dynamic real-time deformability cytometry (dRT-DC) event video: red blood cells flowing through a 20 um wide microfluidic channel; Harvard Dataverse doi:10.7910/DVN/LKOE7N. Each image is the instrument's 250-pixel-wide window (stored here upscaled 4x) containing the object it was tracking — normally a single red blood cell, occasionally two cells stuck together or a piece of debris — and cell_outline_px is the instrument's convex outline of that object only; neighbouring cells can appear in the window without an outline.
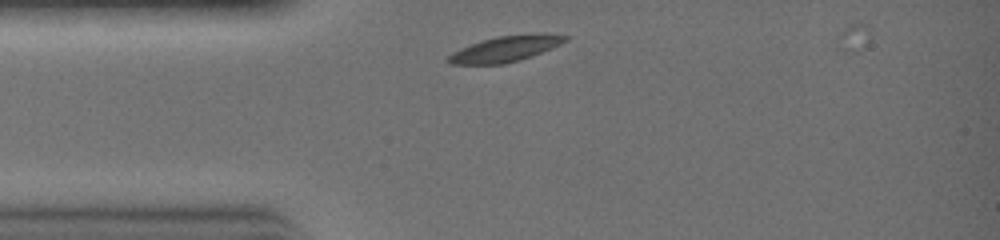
{"species": "common noctule bat (a hibernating species)", "species_latin": "Nyctalus noctula", "temperature_condition": "warm", "stored_images_in_passage": 7, "camera_frame_rate_fps": 3000, "um_per_image_px": 0.085, "animal": {"sex": "female", "body_mass_g": 19.0, "forearm_length_mm": 51.5}, "frame": {"image": 1, "passage_image": 1, "time_ms": 0.0, "image_size_px": [1000, 240], "cell_outline_px": [[568, 40], [560, 44], [532, 56], [520, 60], [504, 64], [448, 64], [444, 60], [452, 52], [460, 48], [480, 40], [496, 36], [540, 32], [544, 32], [568, 36]], "centroid_in_image_um": [42.95, 4.13], "position_along_channel_um": 42.1, "area_um2": 17.92}}